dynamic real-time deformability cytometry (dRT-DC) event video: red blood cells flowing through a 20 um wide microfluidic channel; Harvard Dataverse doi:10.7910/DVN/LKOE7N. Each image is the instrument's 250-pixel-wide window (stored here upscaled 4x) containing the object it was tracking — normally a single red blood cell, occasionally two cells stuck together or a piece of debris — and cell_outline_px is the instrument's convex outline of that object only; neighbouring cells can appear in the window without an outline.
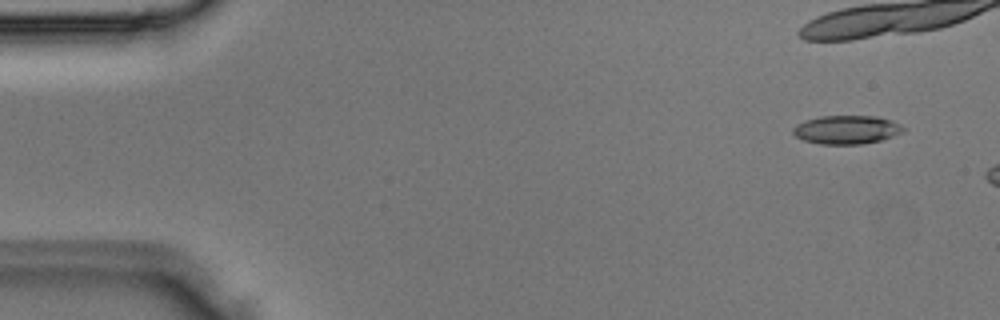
{"species": "Egyptian fruit bat (a non-hibernating species)", "species_latin": "Rousettus aegyptiacus", "temperature_condition": "room temperature", "stored_images_in_passage": 3, "camera_frame_rate_fps": 3000, "um_per_image_px": 0.085, "animal": {"sex": "male"}, "frame": {"image": 1, "passage_image": 1, "time_ms": 0.0, "image_size_px": [1000, 320], "cell_outline_px": [[908, 128], [904, 132], [880, 140], [864, 144], [820, 144], [804, 140], [796, 136], [792, 132], [792, 128], [796, 124], [804, 120], [820, 116], [876, 116], [892, 120]], "centroid_in_image_um": [71.98, 11.02], "position_along_channel_um": 13.0, "area_um2": 18.55}}